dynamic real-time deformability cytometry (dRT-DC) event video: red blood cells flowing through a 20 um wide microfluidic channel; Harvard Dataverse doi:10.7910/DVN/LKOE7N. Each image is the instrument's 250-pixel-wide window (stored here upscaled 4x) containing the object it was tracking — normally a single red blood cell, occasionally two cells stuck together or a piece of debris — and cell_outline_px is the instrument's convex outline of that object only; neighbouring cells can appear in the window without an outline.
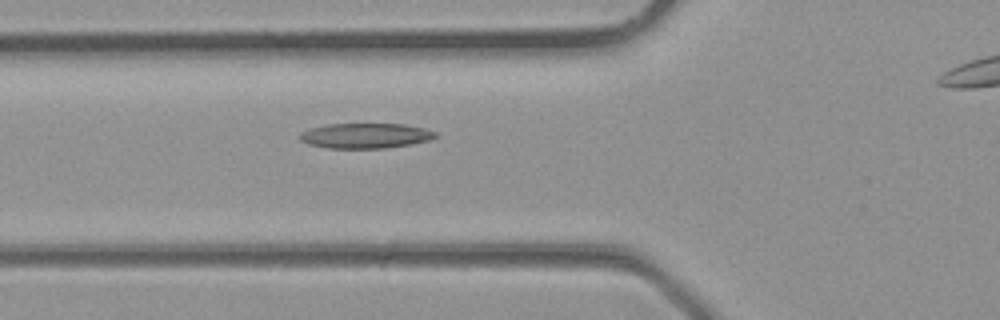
{"species": "common noctule bat (a hibernating species)", "species_latin": "Nyctalus noctula", "temperature_condition": "room temperature", "stored_images_in_passage": 23, "camera_frame_rate_fps": 3000, "um_per_image_px": 0.085, "animal": {"sex": "male", "body_mass_g": 23.1, "forearm_length_mm": 52.7}, "frame": {"image": 1, "passage_image": 5, "time_ms": 1.333, "image_size_px": [1000, 320], "cell_outline_px": [[440, 136], [428, 140], [412, 144], [384, 148], [328, 148], [308, 144], [300, 140], [300, 132], [312, 128], [328, 124], [404, 124], [424, 128], [436, 132]], "centroid_in_image_um": [31.09, 11.53], "position_along_channel_um": 94.7, "area_um2": 19.83}}
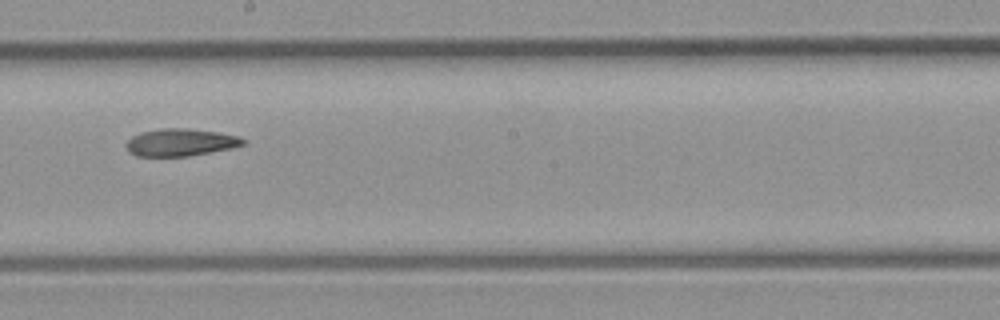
{"frame": {"image": 2, "passage_image": 12, "time_ms": 3.667, "image_size_px": [1000, 320], "cell_outline_px": [[244, 144], [232, 148], [188, 156], [136, 156], [128, 152], [124, 144], [132, 136], [140, 132], [160, 128], [188, 128], [216, 132], [240, 136], [244, 140]], "centroid_in_image_um": [15.29, 12.1], "position_along_channel_um": 232.9, "area_um2": 18.73}}
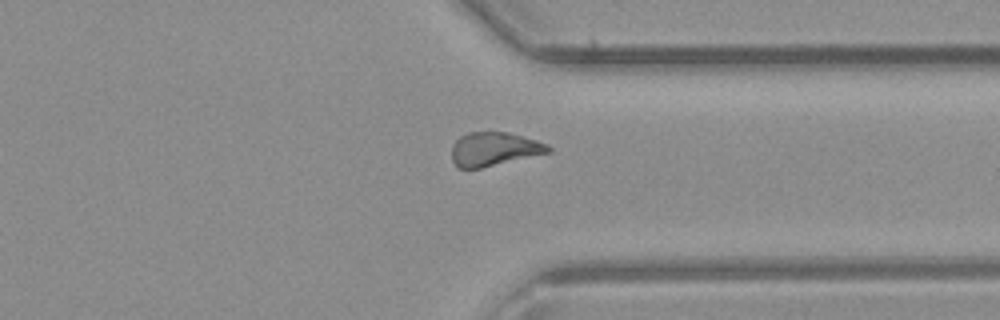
{"frame": {"image": 3, "passage_image": 19, "time_ms": 6.0, "image_size_px": [1000, 320], "cell_outline_px": [[552, 152], [480, 168], [460, 168], [452, 160], [452, 144], [460, 136], [468, 132], [508, 132], [536, 140], [548, 144], [552, 148]], "centroid_in_image_um": [42.02, 12.66], "position_along_channel_um": 369.4, "area_um2": 18.96}}